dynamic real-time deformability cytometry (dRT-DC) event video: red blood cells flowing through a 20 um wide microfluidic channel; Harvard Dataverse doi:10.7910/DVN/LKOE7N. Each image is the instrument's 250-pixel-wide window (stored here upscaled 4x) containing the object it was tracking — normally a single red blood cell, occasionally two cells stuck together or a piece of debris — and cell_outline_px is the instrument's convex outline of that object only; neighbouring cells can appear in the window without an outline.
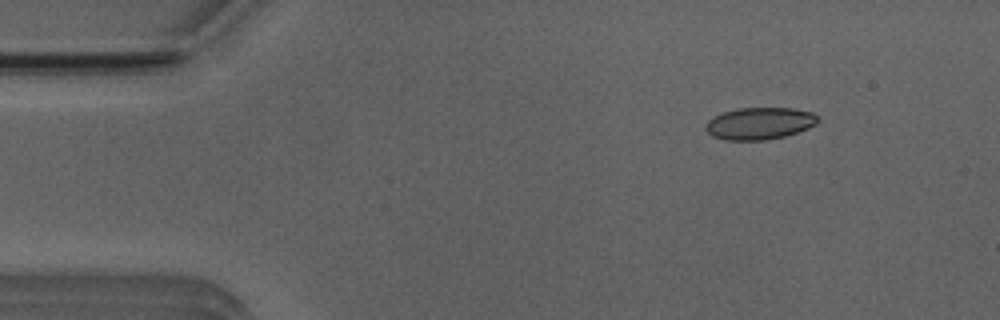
{"species": "Egyptian fruit bat (a non-hibernating species)", "species_latin": "Rousettus aegyptiacus", "temperature_condition": "room temperature", "stored_images_in_passage": 3, "camera_frame_rate_fps": 3000, "um_per_image_px": 0.085, "animal": {"sex": "male"}, "frame": {"image": 1, "passage_image": 1, "time_ms": 0.0, "image_size_px": [1000, 320], "cell_outline_px": [[820, 120], [816, 124], [808, 128], [784, 136], [764, 140], [724, 140], [712, 136], [704, 128], [704, 124], [708, 120], [724, 112], [740, 108], [792, 108], [812, 112]], "centroid_in_image_um": [64.55, 10.49], "position_along_channel_um": 20.5, "area_um2": 20.87}}